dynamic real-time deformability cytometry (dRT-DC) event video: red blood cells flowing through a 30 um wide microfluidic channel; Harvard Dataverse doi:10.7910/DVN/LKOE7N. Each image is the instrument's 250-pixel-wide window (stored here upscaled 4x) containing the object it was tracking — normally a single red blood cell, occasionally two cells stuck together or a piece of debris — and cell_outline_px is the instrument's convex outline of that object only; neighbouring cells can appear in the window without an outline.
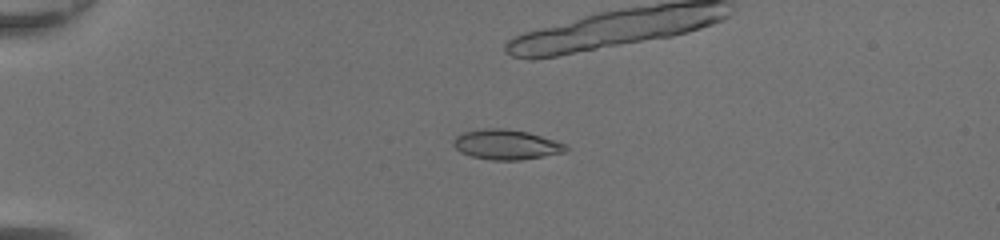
{"species": "common noctule bat (a hibernating species)", "species_latin": "Nyctalus noctula", "temperature_condition": "room temperature", "stored_images_in_passage": 44, "camera_frame_rate_fps": 3000, "um_per_image_px": 0.085, "animal": {"sex": "female", "body_mass_g": 20.0, "forearm_length_mm": 54.0}, "frame": {"image": 1, "passage_image": 13, "time_ms": 4.0, "image_size_px": [1000, 240], "cell_outline_px": [[568, 152], [520, 160], [492, 160], [472, 156], [460, 152], [452, 144], [452, 140], [456, 136], [464, 132], [484, 128], [504, 128], [528, 132], [564, 144], [568, 148]], "centroid_in_image_um": [43.01, 12.29], "position_along_channel_um": 42.0, "area_um2": 19.54}}